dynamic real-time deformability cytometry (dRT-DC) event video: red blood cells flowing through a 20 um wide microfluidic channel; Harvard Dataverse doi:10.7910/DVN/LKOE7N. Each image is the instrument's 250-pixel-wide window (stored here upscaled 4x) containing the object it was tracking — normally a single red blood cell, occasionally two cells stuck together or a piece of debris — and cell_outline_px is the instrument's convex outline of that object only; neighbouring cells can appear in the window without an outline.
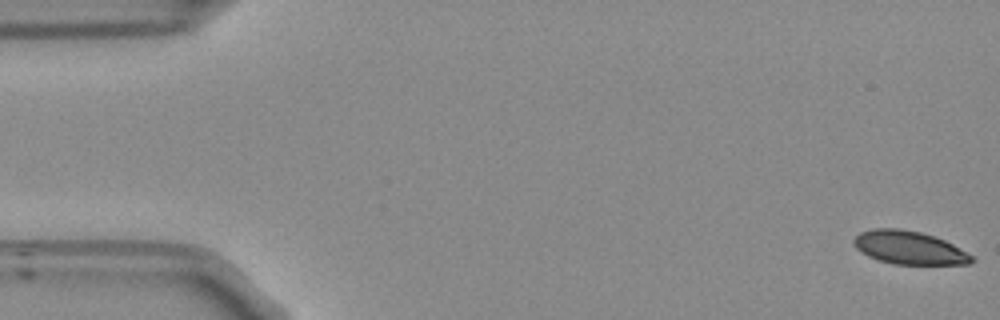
{"species": "Egyptian fruit bat (a non-hibernating species)", "species_latin": "Rousettus aegyptiacus", "temperature_condition": "room temperature", "stored_images_in_passage": 53, "camera_frame_rate_fps": 3000, "um_per_image_px": 0.085, "frame": {"image": 1, "passage_image": 1, "time_ms": 0.0, "image_size_px": [1000, 320], "cell_outline_px": [[976, 260], [972, 264], [896, 264], [880, 260], [868, 256], [856, 248], [852, 244], [852, 240], [860, 232], [872, 228], [900, 228], [920, 232], [944, 240], [952, 244], [972, 256]], "centroid_in_image_um": [77.25, 21.05], "position_along_channel_um": 7.7, "area_um2": 22.72}}
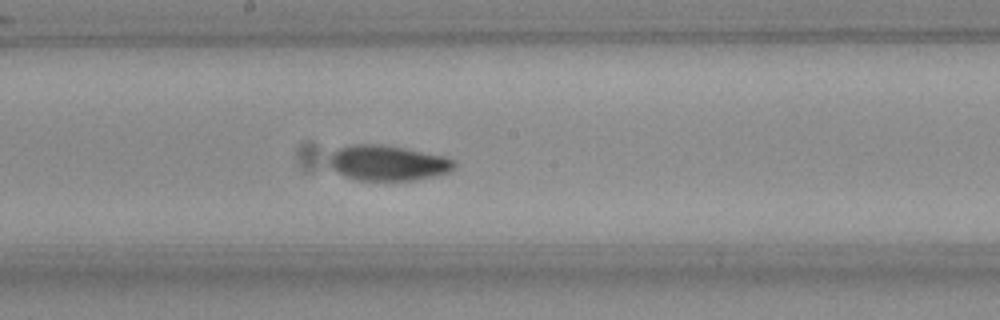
{"frame": {"image": 2, "passage_image": 28, "time_ms": 9.0, "image_size_px": [1000, 320], "cell_outline_px": [[456, 164], [448, 172], [416, 180], [356, 180], [344, 176], [336, 172], [332, 168], [332, 152], [340, 148], [356, 144], [380, 144], [404, 148], [440, 156], [452, 160]], "centroid_in_image_um": [32.93, 13.86], "position_along_channel_um": 215.3, "area_um2": 25.09}}
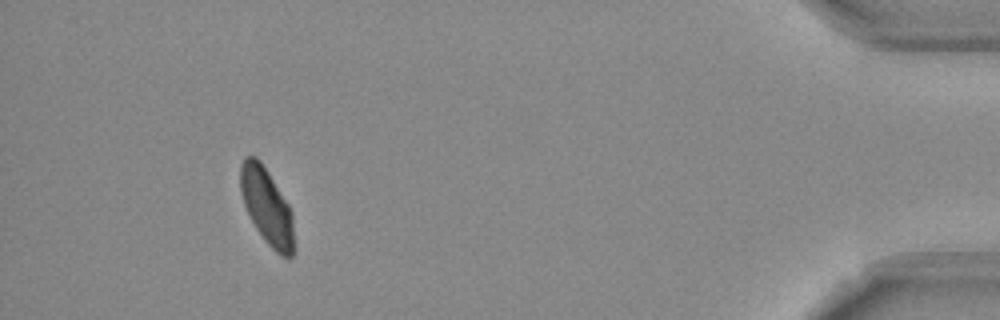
{"frame": {"image": 3, "passage_image": 49, "time_ms": 16.0, "image_size_px": [1000, 320], "cell_outline_px": [[292, 256], [288, 260], [280, 256], [268, 244], [256, 228], [244, 204], [240, 188], [240, 164], [244, 156], [256, 156], [260, 160], [288, 204], [292, 216]], "centroid_in_image_um": [22.65, 17.52], "position_along_channel_um": 412.5, "area_um2": 23.29}, "authors_computed_cell_mechanics": {"area_um2": 24.7384, "velocity_mm_per_s": 3.7926, "shape_relaxation_time_tau1_ms": 3.7338, "shape_relaxation_time_tau2_ms": 1.539, "deformation_change_tau1": 0.132, "deformation_change_tau2": 0.0565}}